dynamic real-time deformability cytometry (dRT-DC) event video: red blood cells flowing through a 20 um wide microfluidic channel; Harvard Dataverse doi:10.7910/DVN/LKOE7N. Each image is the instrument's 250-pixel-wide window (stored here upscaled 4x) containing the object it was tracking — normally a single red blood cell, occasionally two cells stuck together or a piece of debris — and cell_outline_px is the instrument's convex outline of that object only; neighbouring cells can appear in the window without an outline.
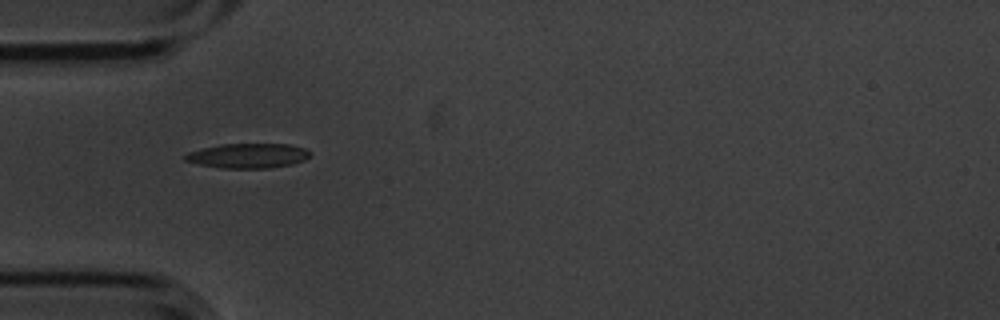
{"species": "common noctule bat (a hibernating species)", "species_latin": "Nyctalus noctula", "temperature_condition": "cold", "stored_images_in_passage": 2, "camera_frame_rate_fps": 3000, "um_per_image_px": 0.085, "animal": {"sex": "male", "body_mass_g": 20.1, "forearm_length_mm": 53.5}, "frame": {"image": 1, "passage_image": 1, "time_ms": 0.0, "image_size_px": [1000, 320], "cell_outline_px": [[312, 152], [304, 160], [292, 164], [268, 168], [220, 168], [200, 164], [184, 160], [184, 156], [188, 152], [220, 144], [288, 144], [304, 148]], "centroid_in_image_um": [21.09, 13.23], "position_along_channel_um": 63.9, "area_um2": 17.86}}
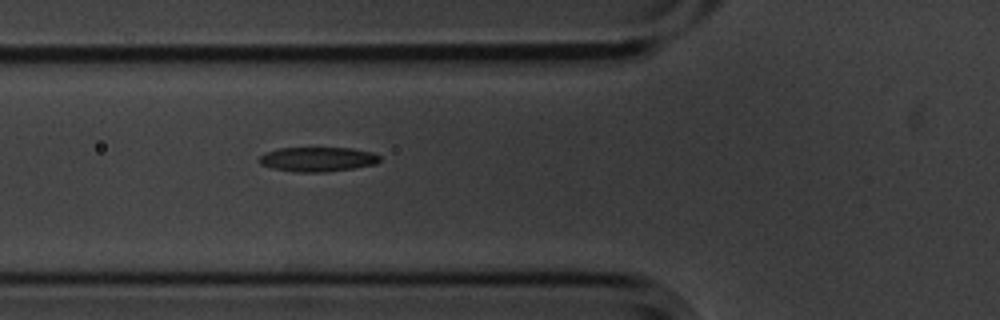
{"frame": {"image": 2, "passage_image": 2, "time_ms": 0.333, "image_size_px": [1000, 320], "cell_outline_px": [[380, 160], [376, 164], [352, 168], [324, 172], [296, 172], [272, 168], [260, 164], [260, 156], [264, 152], [280, 148], [352, 148], [372, 152], [380, 156]], "centroid_in_image_um": [26.99, 13.53], "position_along_channel_um": 98.8, "area_um2": 17.17}}